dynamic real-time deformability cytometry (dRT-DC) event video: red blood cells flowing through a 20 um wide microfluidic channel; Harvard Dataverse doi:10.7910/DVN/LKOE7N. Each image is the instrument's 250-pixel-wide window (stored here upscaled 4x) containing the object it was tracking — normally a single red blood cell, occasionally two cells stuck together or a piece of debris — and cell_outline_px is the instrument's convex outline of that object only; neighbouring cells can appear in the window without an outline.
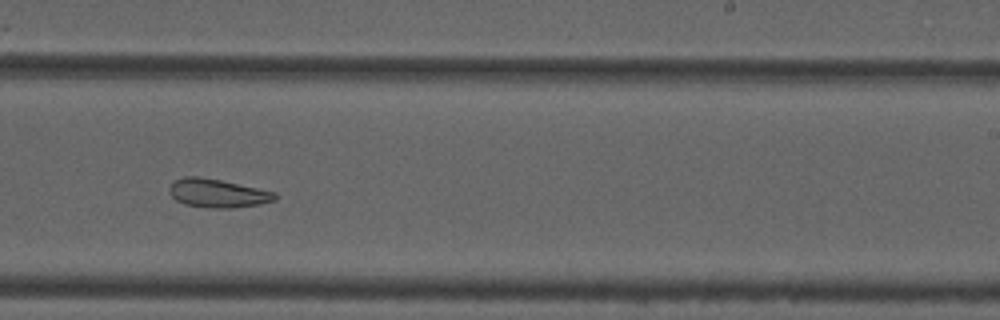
{"species": "common noctule bat (a hibernating species)", "species_latin": "Nyctalus noctula", "temperature_condition": "cold", "stored_images_in_passage": 38, "camera_frame_rate_fps": 3000, "um_per_image_px": 0.085, "animal": {"sex": "male", "forearm_length_mm": 52.5}, "frame": {"image": 1, "passage_image": 17, "time_ms": 5.333, "image_size_px": [1000, 320], "cell_outline_px": [[276, 200], [260, 204], [232, 208], [208, 208], [184, 204], [176, 200], [168, 192], [168, 188], [176, 180], [184, 176], [196, 176], [220, 180], [276, 192]], "centroid_in_image_um": [18.48, 16.43], "position_along_channel_um": 270.5, "area_um2": 17.51}}
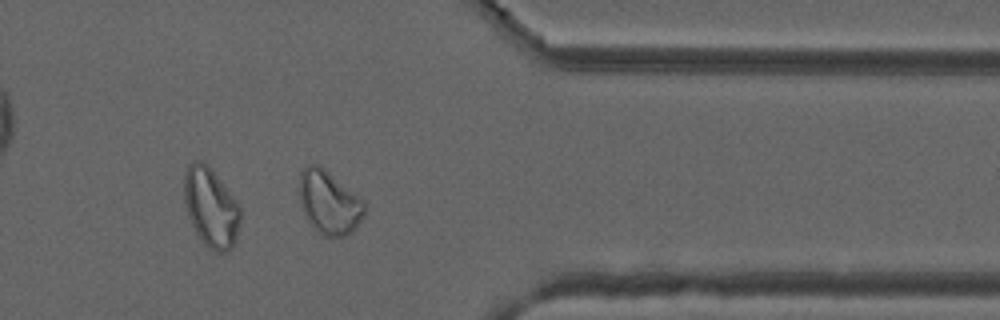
{"frame": {"image": 2, "passage_image": 27, "time_ms": 8.667, "image_size_px": [1000, 320], "cell_outline_px": [[368, 208], [364, 216], [356, 228], [352, 232], [344, 236], [324, 236], [308, 220], [300, 204], [300, 172], [304, 168], [312, 164], [320, 164], [364, 200]], "centroid_in_image_um": [28.02, 17.19], "position_along_channel_um": 383.4, "area_um2": 24.1}, "authors_computed_cell_mechanics": {"area_um2": 18.785, "velocity_mm_per_s": 3.6981, "shape_relaxation_time_tau1_ms": null, "shape_relaxation_time_tau2_ms": 5.8115, "deformation_change_tau1": null, "deformation_change_tau2": 0.1402}}